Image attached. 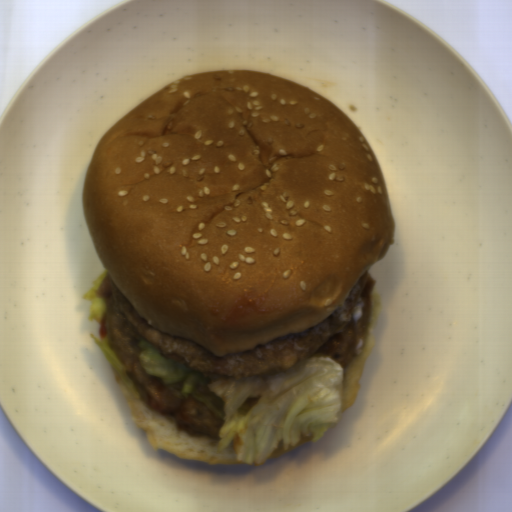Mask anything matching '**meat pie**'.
Segmentation results:
<instances>
[{
  "label": "meat pie",
  "instance_id": "b5893723",
  "mask_svg": "<svg viewBox=\"0 0 512 512\" xmlns=\"http://www.w3.org/2000/svg\"><path fill=\"white\" fill-rule=\"evenodd\" d=\"M367 270L342 304L317 326L301 333L278 336L266 346L218 357L197 342L152 329L118 288L109 273L95 290L105 298L108 345L124 364L126 373L141 401L162 416H174L177 431L192 437L221 440L218 429L225 423L210 408L190 394L183 396L185 382L166 385L160 377L148 374L139 358L145 340L165 359H175L193 372L211 380L199 382L195 392L223 412L225 401L208 387L221 376L240 381L250 376L290 371L314 354L331 356L343 369L363 355L372 314V291L377 285ZM224 413V412H223Z\"/></svg>",
  "mask_w": 512,
  "mask_h": 512
}]
</instances>
